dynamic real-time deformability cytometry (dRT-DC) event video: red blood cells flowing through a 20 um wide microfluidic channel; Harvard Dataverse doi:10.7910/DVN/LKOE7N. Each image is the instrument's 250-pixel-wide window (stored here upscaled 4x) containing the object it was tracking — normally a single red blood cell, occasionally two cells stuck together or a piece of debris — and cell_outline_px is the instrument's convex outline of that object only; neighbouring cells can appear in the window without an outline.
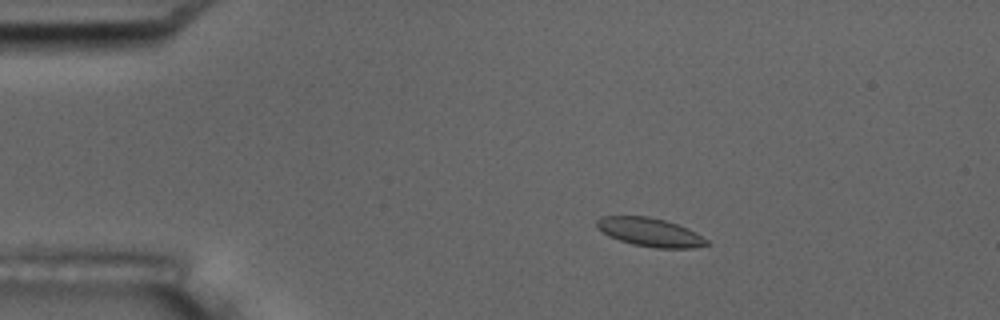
{"species": "common noctule bat (a hibernating species)", "species_latin": "Nyctalus noctula", "temperature_condition": "room temperature", "stored_images_in_passage": 5, "camera_frame_rate_fps": 3000, "um_per_image_px": 0.085, "animal": {"sex": "male", "body_mass_g": 17.5, "forearm_length_mm": 52.3}, "frame": {"image": 1, "passage_image": 4, "time_ms": 3.333, "image_size_px": [1000, 320], "cell_outline_px": [[708, 244], [692, 248], [656, 248], [632, 244], [608, 236], [596, 228], [596, 220], [604, 216], [648, 216], [664, 220], [676, 224], [696, 232], [708, 240]], "centroid_in_image_um": [55.22, 19.74], "position_along_channel_um": 29.8, "area_um2": 18.21}}